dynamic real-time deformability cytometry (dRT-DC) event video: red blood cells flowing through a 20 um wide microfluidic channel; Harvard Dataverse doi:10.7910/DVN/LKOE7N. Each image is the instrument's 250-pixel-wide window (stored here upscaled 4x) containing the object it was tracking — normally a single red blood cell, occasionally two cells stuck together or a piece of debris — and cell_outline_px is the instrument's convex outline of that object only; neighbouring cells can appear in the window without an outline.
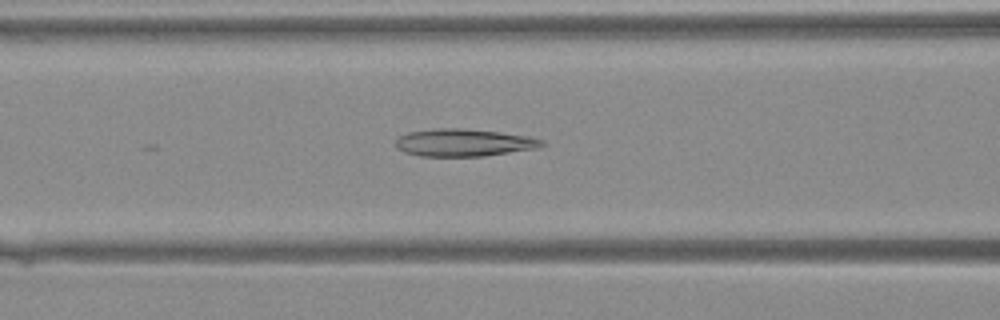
{"species": "Egyptian fruit bat (a non-hibernating species)", "species_latin": "Rousettus aegyptiacus", "temperature_condition": "warm", "stored_images_in_passage": 40, "camera_frame_rate_fps": 3000, "um_per_image_px": 0.085, "animal": {"sex": "female"}, "frame": {"image": 1, "passage_image": 16, "time_ms": 5.0, "image_size_px": [1000, 320], "cell_outline_px": [[544, 144], [536, 148], [484, 156], [420, 156], [404, 152], [396, 148], [396, 140], [400, 136], [408, 132], [436, 128], [460, 128], [500, 132], [528, 136], [544, 140]], "centroid_in_image_um": [39.4, 12.12], "position_along_channel_um": 127.2, "area_um2": 23.29}}
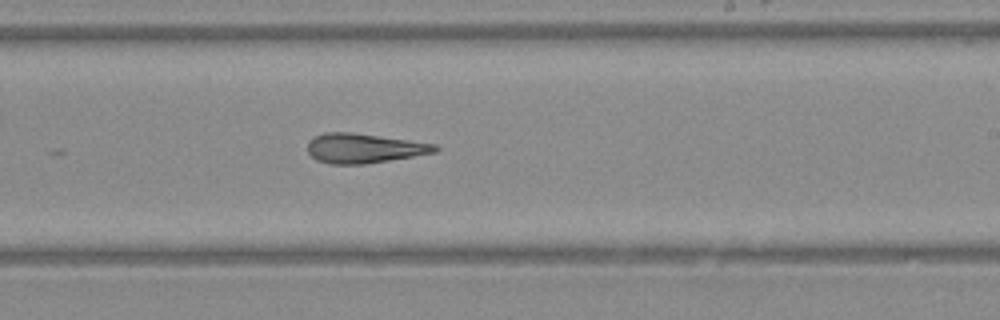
{"frame": {"image": 2, "passage_image": 24, "time_ms": 7.667, "image_size_px": [1000, 320], "cell_outline_px": [[440, 148], [436, 152], [364, 164], [332, 164], [316, 160], [308, 152], [308, 140], [324, 132], [352, 132], [436, 144]], "centroid_in_image_um": [30.91, 12.59], "position_along_channel_um": 258.1, "area_um2": 21.79}}
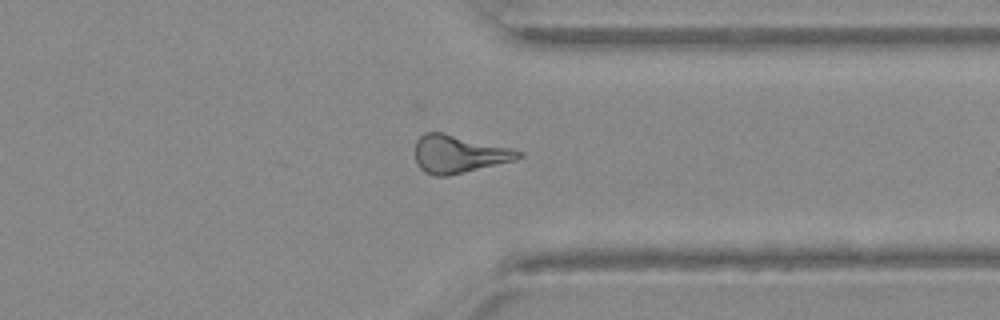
{"frame": {"image": 3, "passage_image": 31, "time_ms": 10.0, "image_size_px": [1000, 320], "cell_outline_px": [[524, 156], [512, 160], [448, 176], [436, 176], [424, 172], [416, 164], [416, 140], [424, 132], [440, 132], [512, 148], [524, 152]], "centroid_in_image_um": [38.97, 13.09], "position_along_channel_um": 372.4, "area_um2": 22.48}}